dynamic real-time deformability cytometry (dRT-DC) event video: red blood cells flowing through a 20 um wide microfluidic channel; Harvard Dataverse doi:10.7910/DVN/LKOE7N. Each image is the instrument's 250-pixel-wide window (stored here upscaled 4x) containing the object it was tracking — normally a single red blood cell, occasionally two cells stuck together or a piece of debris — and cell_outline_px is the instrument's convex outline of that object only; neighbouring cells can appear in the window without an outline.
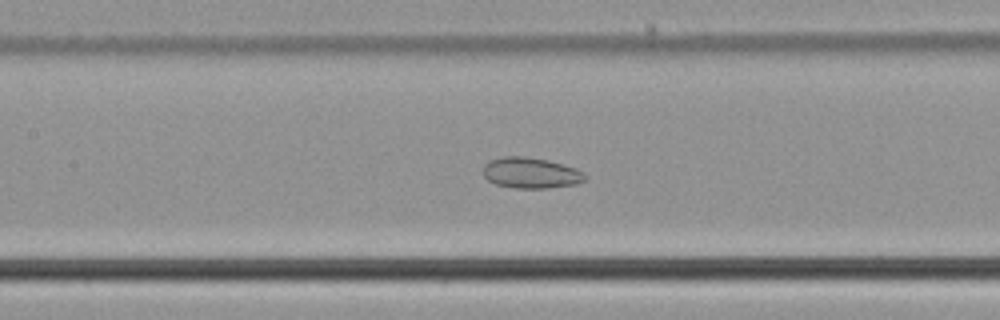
{"species": "common noctule bat (a hibernating species)", "species_latin": "Nyctalus noctula", "temperature_condition": "cold", "stored_images_in_passage": 56, "camera_frame_rate_fps": 3000, "um_per_image_px": 0.085, "animal": {"sex": "male", "body_mass_g": 21.5, "forearm_length_mm": 52.0}, "frame": {"image": 1, "passage_image": 26, "time_ms": 8.333, "image_size_px": [1000, 320], "cell_outline_px": [[584, 180], [576, 184], [548, 188], [516, 188], [496, 184], [488, 180], [484, 176], [484, 164], [492, 160], [504, 156], [524, 156], [548, 160], [576, 168], [584, 172]], "centroid_in_image_um": [45.12, 14.69], "position_along_channel_um": 162.3, "area_um2": 18.15}}
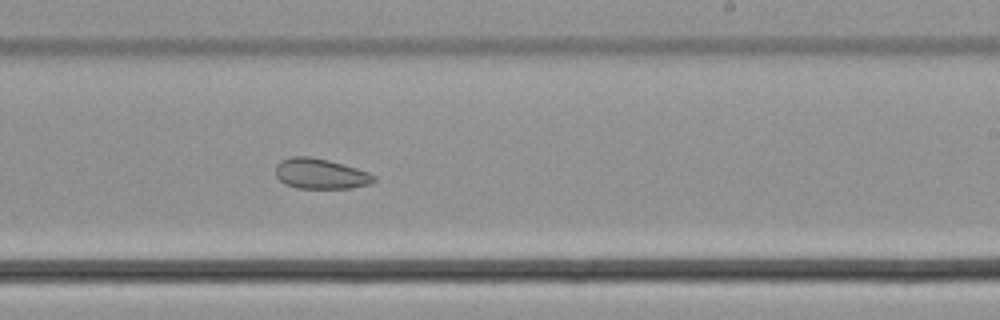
{"frame": {"image": 2, "passage_image": 34, "time_ms": 11.0, "image_size_px": [1000, 320], "cell_outline_px": [[376, 180], [368, 184], [352, 188], [296, 188], [284, 184], [276, 176], [276, 164], [280, 160], [292, 156], [308, 156], [328, 160], [356, 168], [368, 172], [376, 176]], "centroid_in_image_um": [27.22, 14.77], "position_along_channel_um": 261.8, "area_um2": 17.4}}
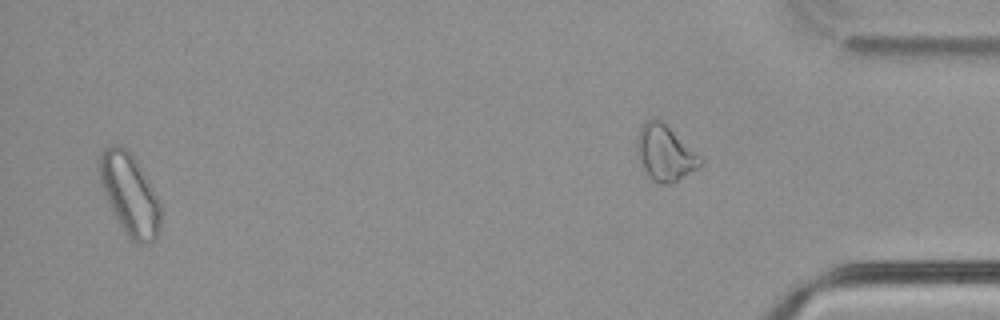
{"frame": {"image": 3, "passage_image": 54, "time_ms": 17.667, "image_size_px": [1000, 320], "cell_outline_px": [[160, 228], [156, 240], [140, 244], [132, 240], [128, 236], [120, 224], [104, 192], [100, 180], [100, 152], [104, 148], [112, 144], [120, 144], [128, 148], [152, 184], [160, 204]], "centroid_in_image_um": [11.05, 16.47], "position_along_channel_um": 424.1, "area_um2": 28.78}, "authors_computed_cell_mechanics": {"area_um2": 23.4379, "velocity_mm_per_s": 3.7356, "shape_relaxation_time_tau1_ms": null, "shape_relaxation_time_tau2_ms": 4.2306, "deformation_change_tau1": null, "deformation_change_tau2": 0.08}}